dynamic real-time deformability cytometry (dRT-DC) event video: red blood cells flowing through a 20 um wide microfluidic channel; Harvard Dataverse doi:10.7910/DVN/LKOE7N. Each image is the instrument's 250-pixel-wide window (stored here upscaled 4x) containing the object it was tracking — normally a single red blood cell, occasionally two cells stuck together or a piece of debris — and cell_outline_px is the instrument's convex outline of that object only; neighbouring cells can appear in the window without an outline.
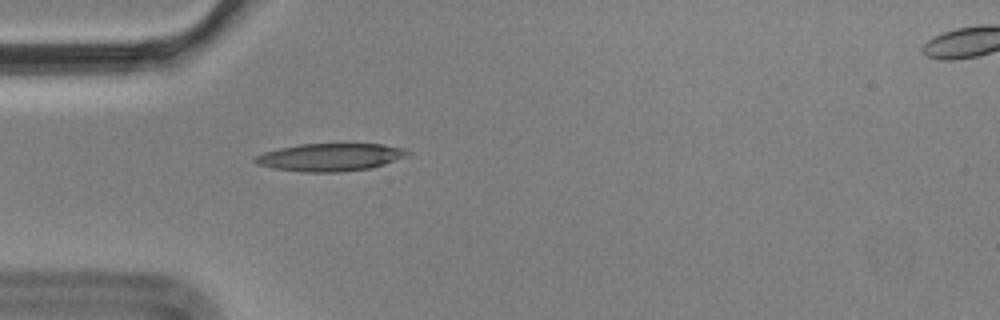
{"species": "Egyptian fruit bat (a non-hibernating species)", "species_latin": "Rousettus aegyptiacus", "temperature_condition": "cold", "stored_images_in_passage": 2, "camera_frame_rate_fps": 3000, "um_per_image_px": 0.085, "animal": {"sex": "male"}, "frame": {"image": 1, "passage_image": 1, "time_ms": 0.0, "image_size_px": [1000, 320], "cell_outline_px": [[412, 152], [408, 156], [372, 168], [340, 172], [304, 172], [272, 168], [256, 164], [252, 160], [256, 156], [264, 152], [280, 148], [300, 144], [380, 144], [404, 148]], "centroid_in_image_um": [28.08, 13.36], "position_along_channel_um": 56.9, "area_um2": 24.68}}